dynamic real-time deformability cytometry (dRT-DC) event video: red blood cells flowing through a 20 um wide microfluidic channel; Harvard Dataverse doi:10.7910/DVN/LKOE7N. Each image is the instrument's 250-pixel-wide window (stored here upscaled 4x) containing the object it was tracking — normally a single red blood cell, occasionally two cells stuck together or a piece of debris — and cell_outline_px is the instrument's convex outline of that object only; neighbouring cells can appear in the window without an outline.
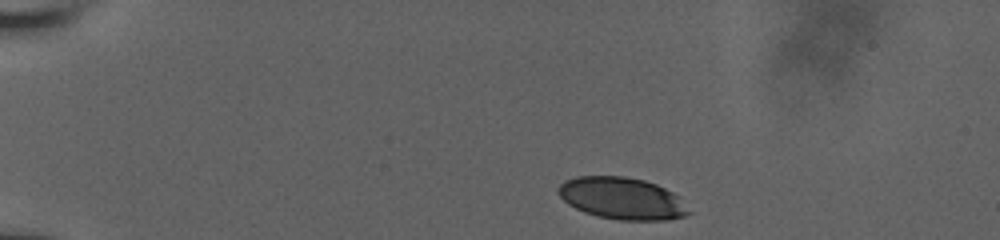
{"species": "human", "species_latin": "Homo sapiens", "temperature_condition": "room temperature", "stored_images_in_passage": 9, "camera_frame_rate_fps": 3000, "um_per_image_px": 0.085, "donor": {"sex": "male"}, "frame": {"image": 1, "passage_image": 1, "time_ms": 0.0, "image_size_px": [1000, 240], "cell_outline_px": [[692, 212], [684, 216], [668, 220], [620, 220], [600, 216], [584, 212], [568, 204], [556, 192], [556, 188], [564, 180], [576, 176], [624, 176], [644, 180], [656, 184], [680, 196]], "centroid_in_image_um": [52.88, 16.85], "position_along_channel_um": 32.1, "area_um2": 32.08}}
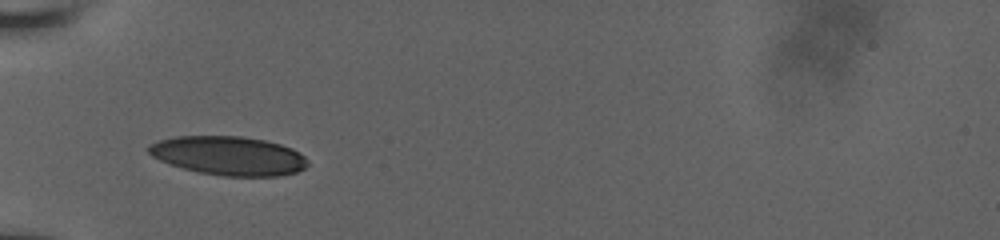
{"frame": {"image": 2, "passage_image": 6, "time_ms": 3.0, "image_size_px": [1000, 240], "cell_outline_px": [[308, 164], [304, 168], [296, 172], [280, 176], [224, 176], [196, 172], [168, 164], [152, 156], [148, 152], [148, 144], [172, 136], [240, 136], [264, 140], [280, 144], [292, 148], [300, 152], [308, 160]], "centroid_in_image_um": [19.42, 13.24], "position_along_channel_um": 65.6, "area_um2": 36.3}}
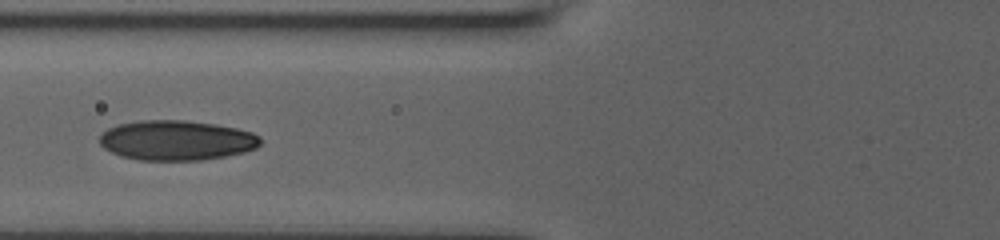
{"frame": {"image": 3, "passage_image": 8, "time_ms": 4.333, "image_size_px": [1000, 240], "cell_outline_px": [[260, 144], [256, 148], [244, 152], [224, 156], [200, 160], [140, 160], [124, 156], [112, 152], [104, 148], [100, 144], [100, 132], [116, 124], [140, 120], [184, 120], [216, 124], [236, 128], [252, 132], [260, 136]], "centroid_in_image_um": [14.99, 11.91], "position_along_channel_um": 110.8, "area_um2": 37.45}}